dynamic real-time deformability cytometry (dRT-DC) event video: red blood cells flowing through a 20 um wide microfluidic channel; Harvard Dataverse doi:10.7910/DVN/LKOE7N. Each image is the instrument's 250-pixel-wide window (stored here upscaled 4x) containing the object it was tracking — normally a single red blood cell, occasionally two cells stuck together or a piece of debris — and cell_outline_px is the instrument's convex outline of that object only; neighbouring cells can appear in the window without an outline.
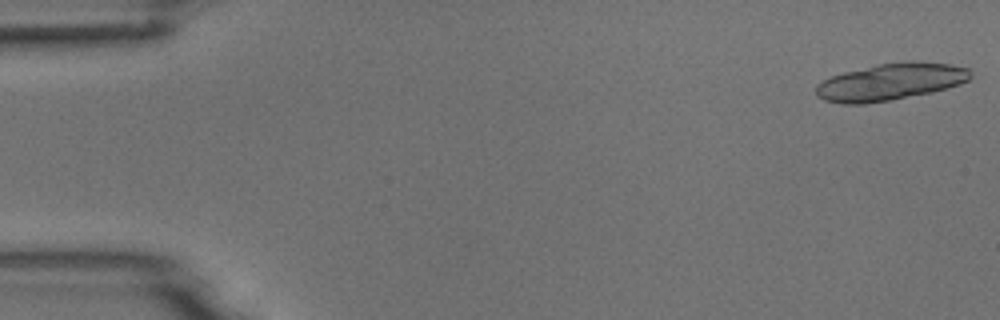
{"species": "common noctule bat (a hibernating species)", "species_latin": "Nyctalus noctula", "temperature_condition": "room temperature", "stored_images_in_passage": 18, "camera_frame_rate_fps": 3000, "um_per_image_px": 0.085, "animal": {"sex": "male", "body_mass_g": 18.8}, "frame": {"image": 1, "passage_image": 1, "time_ms": 0.0, "image_size_px": [1000, 320], "cell_outline_px": [[972, 76], [968, 80], [960, 84], [932, 92], [888, 100], [864, 104], [840, 104], [824, 100], [816, 96], [816, 84], [832, 76], [844, 72], [880, 64], [912, 60], [948, 64], [968, 68]], "centroid_in_image_um": [75.68, 6.96], "position_along_channel_um": 9.3, "area_um2": 33.06}}